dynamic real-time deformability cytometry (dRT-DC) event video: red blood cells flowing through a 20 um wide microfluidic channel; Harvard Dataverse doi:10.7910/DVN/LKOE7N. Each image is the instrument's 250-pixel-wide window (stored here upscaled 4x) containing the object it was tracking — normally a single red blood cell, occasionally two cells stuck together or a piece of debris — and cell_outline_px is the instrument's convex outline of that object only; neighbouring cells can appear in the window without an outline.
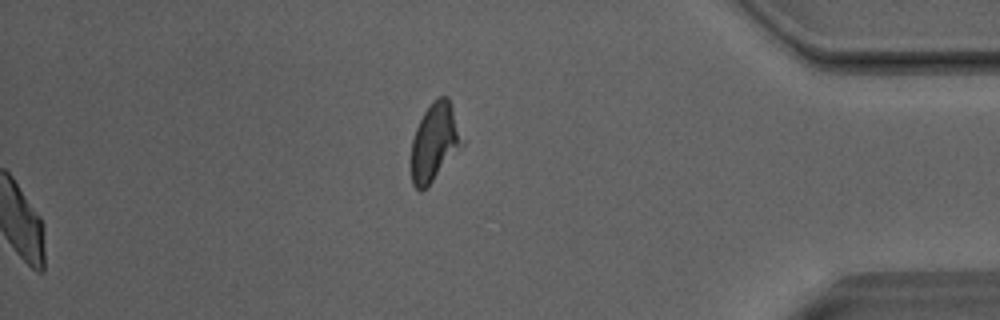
{"species": "Egyptian fruit bat (a non-hibernating species)", "species_latin": "Rousettus aegyptiacus", "temperature_condition": "room temperature", "stored_images_in_passage": 52, "segment_of_instrument_passage": [2, 2], "camera_frame_rate_fps": 3000, "um_per_image_px": 0.085, "animal": {"sex": "male"}, "frame": {"image": 1, "passage_image": 52, "time_ms": 17.0, "image_size_px": [1000, 320], "cell_outline_px": [[464, 144], [432, 180], [420, 192], [412, 184], [412, 140], [416, 128], [424, 112], [432, 100], [440, 96], [448, 96], [464, 140]], "centroid_in_image_um": [36.95, 12.04], "position_along_channel_um": 398.3, "area_um2": 22.66}}